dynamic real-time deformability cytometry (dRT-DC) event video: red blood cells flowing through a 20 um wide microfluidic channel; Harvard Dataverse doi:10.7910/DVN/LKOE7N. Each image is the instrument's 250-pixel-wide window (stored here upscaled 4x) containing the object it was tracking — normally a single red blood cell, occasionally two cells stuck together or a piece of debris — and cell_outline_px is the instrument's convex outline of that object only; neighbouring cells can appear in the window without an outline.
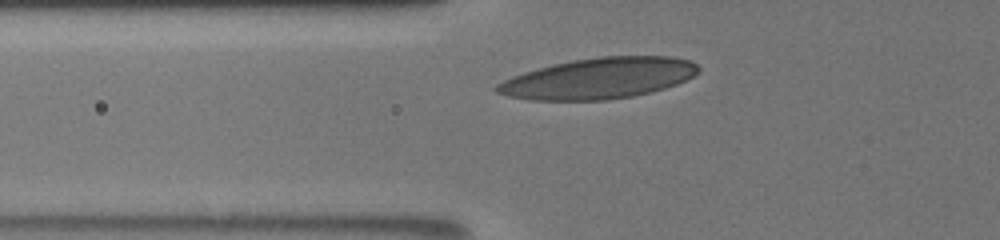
{"species": "human", "species_latin": "Homo sapiens", "temperature_condition": "room temperature", "stored_images_in_passage": 33, "camera_frame_rate_fps": 3000, "um_per_image_px": 0.085, "donor": {"sex": "male"}, "frame": {"image": 1, "passage_image": 5, "time_ms": 1.333, "image_size_px": [1000, 240], "cell_outline_px": [[700, 72], [676, 84], [664, 88], [632, 96], [608, 100], [532, 100], [508, 96], [496, 92], [492, 88], [496, 84], [512, 76], [524, 72], [572, 60], [600, 56], [672, 56], [688, 60], [696, 64], [700, 68]], "centroid_in_image_um": [50.88, 6.66], "position_along_channel_um": 74.9, "area_um2": 47.8}}
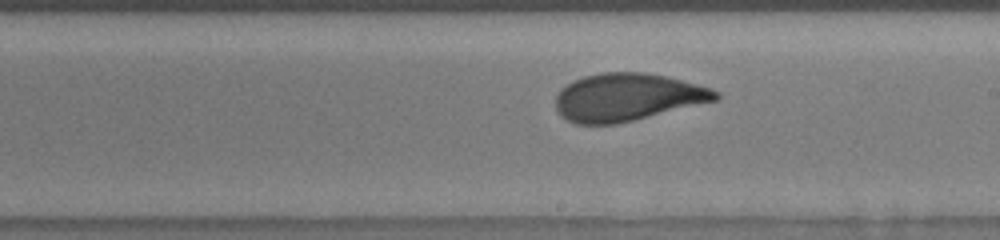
{"frame": {"image": 2, "passage_image": 18, "time_ms": 5.667, "image_size_px": [1000, 240], "cell_outline_px": [[720, 96], [716, 100], [616, 124], [576, 124], [560, 116], [556, 112], [556, 96], [560, 88], [572, 80], [584, 76], [600, 72], [648, 72], [712, 88], [720, 92]], "centroid_in_image_um": [53.27, 8.25], "position_along_channel_um": 235.7, "area_um2": 44.33}}
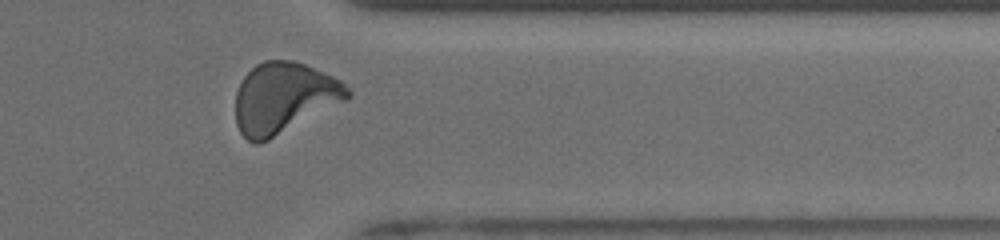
{"frame": {"image": 3, "passage_image": 30, "time_ms": 9.667, "image_size_px": [1000, 240], "cell_outline_px": [[352, 96], [348, 100], [260, 144], [252, 144], [240, 132], [236, 124], [236, 92], [244, 76], [256, 64], [264, 60], [292, 60], [304, 64], [332, 76], [340, 80], [352, 92]], "centroid_in_image_um": [24.13, 8.33], "position_along_channel_um": 387.3, "area_um2": 46.24}, "authors_computed_cell_mechanics": {"area_um2": 44.6216, "velocity_mm_per_s": 3.8212, "shape_relaxation_time_tau1_ms": 4.0868, "shape_relaxation_time_tau2_ms": 0.8366, "deformation_change_tau1": 0.1852, "deformation_change_tau2": 0.0699}}